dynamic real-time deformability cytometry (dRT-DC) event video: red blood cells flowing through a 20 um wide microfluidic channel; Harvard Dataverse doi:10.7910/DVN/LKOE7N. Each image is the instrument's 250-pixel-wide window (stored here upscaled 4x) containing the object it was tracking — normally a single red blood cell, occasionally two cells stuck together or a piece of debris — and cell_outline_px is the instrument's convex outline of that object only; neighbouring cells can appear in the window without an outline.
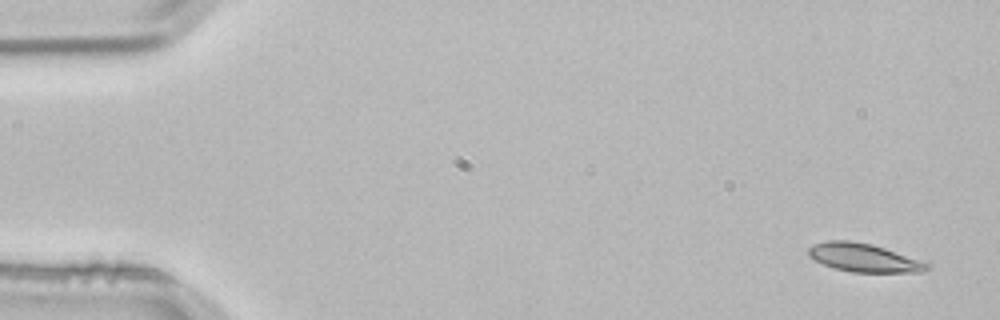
{"species": "common noctule bat (a hibernating species)", "species_latin": "Nyctalus noctula", "temperature_condition": "room temperature", "stored_images_in_passage": 3, "camera_frame_rate_fps": 3000, "um_per_image_px": 0.085, "animal": {"sex": "male", "body_mass_g": 21.5, "forearm_length_mm": 52.0}, "frame": {"image": 1, "passage_image": 1, "time_ms": 0.0, "image_size_px": [1000, 320], "cell_outline_px": [[932, 268], [920, 272], [852, 272], [836, 268], [824, 264], [808, 256], [808, 248], [816, 244], [828, 240], [848, 240], [872, 244], [884, 248], [928, 264]], "centroid_in_image_um": [73.39, 21.9], "position_along_channel_um": 11.6, "area_um2": 19.13}}